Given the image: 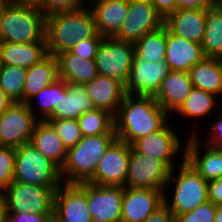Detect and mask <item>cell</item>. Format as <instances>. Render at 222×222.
<instances>
[{
  "mask_svg": "<svg viewBox=\"0 0 222 222\" xmlns=\"http://www.w3.org/2000/svg\"><path fill=\"white\" fill-rule=\"evenodd\" d=\"M45 121L52 126L67 150L74 147L82 138V133L77 120L46 119Z\"/></svg>",
  "mask_w": 222,
  "mask_h": 222,
  "instance_id": "d590c367",
  "label": "cell"
},
{
  "mask_svg": "<svg viewBox=\"0 0 222 222\" xmlns=\"http://www.w3.org/2000/svg\"><path fill=\"white\" fill-rule=\"evenodd\" d=\"M12 101L4 94L3 90L0 88V113H2Z\"/></svg>",
  "mask_w": 222,
  "mask_h": 222,
  "instance_id": "c3c4849f",
  "label": "cell"
},
{
  "mask_svg": "<svg viewBox=\"0 0 222 222\" xmlns=\"http://www.w3.org/2000/svg\"><path fill=\"white\" fill-rule=\"evenodd\" d=\"M218 98H219L218 96L210 92H206L201 89H197L193 87L190 94L187 96L186 100L174 112L175 114L177 113L179 117L182 116L184 119H187V120L193 119L192 126L194 128L192 127V130H190L192 132L191 134L188 133V136L196 135L199 119L201 120L202 118L205 120V117L207 118L210 116V114L213 113L212 111H216L213 113V116H214V114H216L222 108V102L221 104L217 102ZM215 108H217V110Z\"/></svg>",
  "mask_w": 222,
  "mask_h": 222,
  "instance_id": "484cf974",
  "label": "cell"
},
{
  "mask_svg": "<svg viewBox=\"0 0 222 222\" xmlns=\"http://www.w3.org/2000/svg\"><path fill=\"white\" fill-rule=\"evenodd\" d=\"M208 201L214 205L222 204V178L208 182Z\"/></svg>",
  "mask_w": 222,
  "mask_h": 222,
  "instance_id": "f6af8a7d",
  "label": "cell"
},
{
  "mask_svg": "<svg viewBox=\"0 0 222 222\" xmlns=\"http://www.w3.org/2000/svg\"><path fill=\"white\" fill-rule=\"evenodd\" d=\"M0 222H7L6 206L1 195H0Z\"/></svg>",
  "mask_w": 222,
  "mask_h": 222,
  "instance_id": "681fc988",
  "label": "cell"
},
{
  "mask_svg": "<svg viewBox=\"0 0 222 222\" xmlns=\"http://www.w3.org/2000/svg\"><path fill=\"white\" fill-rule=\"evenodd\" d=\"M54 214L7 213V222H46Z\"/></svg>",
  "mask_w": 222,
  "mask_h": 222,
  "instance_id": "b9f144b4",
  "label": "cell"
},
{
  "mask_svg": "<svg viewBox=\"0 0 222 222\" xmlns=\"http://www.w3.org/2000/svg\"><path fill=\"white\" fill-rule=\"evenodd\" d=\"M10 4L40 9L41 0H10Z\"/></svg>",
  "mask_w": 222,
  "mask_h": 222,
  "instance_id": "7dc6e473",
  "label": "cell"
},
{
  "mask_svg": "<svg viewBox=\"0 0 222 222\" xmlns=\"http://www.w3.org/2000/svg\"><path fill=\"white\" fill-rule=\"evenodd\" d=\"M46 16L39 8L10 4L0 16V42H46Z\"/></svg>",
  "mask_w": 222,
  "mask_h": 222,
  "instance_id": "5b68a950",
  "label": "cell"
},
{
  "mask_svg": "<svg viewBox=\"0 0 222 222\" xmlns=\"http://www.w3.org/2000/svg\"><path fill=\"white\" fill-rule=\"evenodd\" d=\"M47 55L46 42H0L1 65L19 66L27 70Z\"/></svg>",
  "mask_w": 222,
  "mask_h": 222,
  "instance_id": "d4e9b609",
  "label": "cell"
},
{
  "mask_svg": "<svg viewBox=\"0 0 222 222\" xmlns=\"http://www.w3.org/2000/svg\"><path fill=\"white\" fill-rule=\"evenodd\" d=\"M170 115L151 96L125 94L114 115L117 139L131 145L135 140L157 132Z\"/></svg>",
  "mask_w": 222,
  "mask_h": 222,
  "instance_id": "6da1fadb",
  "label": "cell"
},
{
  "mask_svg": "<svg viewBox=\"0 0 222 222\" xmlns=\"http://www.w3.org/2000/svg\"><path fill=\"white\" fill-rule=\"evenodd\" d=\"M192 89L188 72L171 71L163 80L154 99L171 116L186 100Z\"/></svg>",
  "mask_w": 222,
  "mask_h": 222,
  "instance_id": "cb8c5ba5",
  "label": "cell"
},
{
  "mask_svg": "<svg viewBox=\"0 0 222 222\" xmlns=\"http://www.w3.org/2000/svg\"><path fill=\"white\" fill-rule=\"evenodd\" d=\"M131 2H143V3H151L152 4V0H128Z\"/></svg>",
  "mask_w": 222,
  "mask_h": 222,
  "instance_id": "f5cc1de1",
  "label": "cell"
},
{
  "mask_svg": "<svg viewBox=\"0 0 222 222\" xmlns=\"http://www.w3.org/2000/svg\"><path fill=\"white\" fill-rule=\"evenodd\" d=\"M10 5V0H0V16L6 10V8Z\"/></svg>",
  "mask_w": 222,
  "mask_h": 222,
  "instance_id": "816d5d0a",
  "label": "cell"
},
{
  "mask_svg": "<svg viewBox=\"0 0 222 222\" xmlns=\"http://www.w3.org/2000/svg\"><path fill=\"white\" fill-rule=\"evenodd\" d=\"M130 145L116 139L99 160L92 185L125 187L128 173Z\"/></svg>",
  "mask_w": 222,
  "mask_h": 222,
  "instance_id": "7c38bea8",
  "label": "cell"
},
{
  "mask_svg": "<svg viewBox=\"0 0 222 222\" xmlns=\"http://www.w3.org/2000/svg\"><path fill=\"white\" fill-rule=\"evenodd\" d=\"M97 34L94 15L88 6L46 17L45 39L49 55L57 56L70 50L76 42L91 39Z\"/></svg>",
  "mask_w": 222,
  "mask_h": 222,
  "instance_id": "7a4b0ae2",
  "label": "cell"
},
{
  "mask_svg": "<svg viewBox=\"0 0 222 222\" xmlns=\"http://www.w3.org/2000/svg\"><path fill=\"white\" fill-rule=\"evenodd\" d=\"M216 205L207 201L192 211L175 216V222H214Z\"/></svg>",
  "mask_w": 222,
  "mask_h": 222,
  "instance_id": "f35d334b",
  "label": "cell"
},
{
  "mask_svg": "<svg viewBox=\"0 0 222 222\" xmlns=\"http://www.w3.org/2000/svg\"><path fill=\"white\" fill-rule=\"evenodd\" d=\"M103 39L104 37L102 35L97 34L91 39L76 42L70 51L81 58L95 59L98 48Z\"/></svg>",
  "mask_w": 222,
  "mask_h": 222,
  "instance_id": "ab89813d",
  "label": "cell"
},
{
  "mask_svg": "<svg viewBox=\"0 0 222 222\" xmlns=\"http://www.w3.org/2000/svg\"><path fill=\"white\" fill-rule=\"evenodd\" d=\"M77 121L83 137L116 134L114 131V115L107 110L93 108L83 113Z\"/></svg>",
  "mask_w": 222,
  "mask_h": 222,
  "instance_id": "d6a6232c",
  "label": "cell"
},
{
  "mask_svg": "<svg viewBox=\"0 0 222 222\" xmlns=\"http://www.w3.org/2000/svg\"><path fill=\"white\" fill-rule=\"evenodd\" d=\"M163 203V191L124 188L121 222H144Z\"/></svg>",
  "mask_w": 222,
  "mask_h": 222,
  "instance_id": "ac0fdd59",
  "label": "cell"
},
{
  "mask_svg": "<svg viewBox=\"0 0 222 222\" xmlns=\"http://www.w3.org/2000/svg\"><path fill=\"white\" fill-rule=\"evenodd\" d=\"M144 222H175V215L169 207L163 203Z\"/></svg>",
  "mask_w": 222,
  "mask_h": 222,
  "instance_id": "7bdbcfd3",
  "label": "cell"
},
{
  "mask_svg": "<svg viewBox=\"0 0 222 222\" xmlns=\"http://www.w3.org/2000/svg\"><path fill=\"white\" fill-rule=\"evenodd\" d=\"M194 88L218 96L222 102V62L219 58L204 57L189 70Z\"/></svg>",
  "mask_w": 222,
  "mask_h": 222,
  "instance_id": "f1b7e54d",
  "label": "cell"
},
{
  "mask_svg": "<svg viewBox=\"0 0 222 222\" xmlns=\"http://www.w3.org/2000/svg\"><path fill=\"white\" fill-rule=\"evenodd\" d=\"M166 53V26L145 34L134 43V56L143 62L164 61Z\"/></svg>",
  "mask_w": 222,
  "mask_h": 222,
  "instance_id": "1f68e13d",
  "label": "cell"
},
{
  "mask_svg": "<svg viewBox=\"0 0 222 222\" xmlns=\"http://www.w3.org/2000/svg\"><path fill=\"white\" fill-rule=\"evenodd\" d=\"M54 216L59 222H93L88 209L86 183H62L54 196Z\"/></svg>",
  "mask_w": 222,
  "mask_h": 222,
  "instance_id": "9a60e30c",
  "label": "cell"
},
{
  "mask_svg": "<svg viewBox=\"0 0 222 222\" xmlns=\"http://www.w3.org/2000/svg\"><path fill=\"white\" fill-rule=\"evenodd\" d=\"M204 58L200 43L173 34L166 27V53L164 61L171 71L189 72Z\"/></svg>",
  "mask_w": 222,
  "mask_h": 222,
  "instance_id": "ffe728a7",
  "label": "cell"
},
{
  "mask_svg": "<svg viewBox=\"0 0 222 222\" xmlns=\"http://www.w3.org/2000/svg\"><path fill=\"white\" fill-rule=\"evenodd\" d=\"M152 4L164 19L177 10L176 0H152Z\"/></svg>",
  "mask_w": 222,
  "mask_h": 222,
  "instance_id": "bcb514c9",
  "label": "cell"
},
{
  "mask_svg": "<svg viewBox=\"0 0 222 222\" xmlns=\"http://www.w3.org/2000/svg\"><path fill=\"white\" fill-rule=\"evenodd\" d=\"M124 187L86 183L88 209L93 222H121Z\"/></svg>",
  "mask_w": 222,
  "mask_h": 222,
  "instance_id": "2e32d148",
  "label": "cell"
},
{
  "mask_svg": "<svg viewBox=\"0 0 222 222\" xmlns=\"http://www.w3.org/2000/svg\"><path fill=\"white\" fill-rule=\"evenodd\" d=\"M170 171L162 161L139 154L130 145L128 173L124 188L154 189L165 193Z\"/></svg>",
  "mask_w": 222,
  "mask_h": 222,
  "instance_id": "8fae6325",
  "label": "cell"
},
{
  "mask_svg": "<svg viewBox=\"0 0 222 222\" xmlns=\"http://www.w3.org/2000/svg\"><path fill=\"white\" fill-rule=\"evenodd\" d=\"M46 222H59L55 216L49 217Z\"/></svg>",
  "mask_w": 222,
  "mask_h": 222,
  "instance_id": "db71d44e",
  "label": "cell"
},
{
  "mask_svg": "<svg viewBox=\"0 0 222 222\" xmlns=\"http://www.w3.org/2000/svg\"><path fill=\"white\" fill-rule=\"evenodd\" d=\"M182 162L170 171L166 189L174 183L171 188L172 197L164 193V203L174 213L179 215L189 212L208 201V182L205 181L195 169L181 155ZM175 180V181H174Z\"/></svg>",
  "mask_w": 222,
  "mask_h": 222,
  "instance_id": "277c9868",
  "label": "cell"
},
{
  "mask_svg": "<svg viewBox=\"0 0 222 222\" xmlns=\"http://www.w3.org/2000/svg\"><path fill=\"white\" fill-rule=\"evenodd\" d=\"M26 69L19 66L1 65L0 88L12 102L23 103Z\"/></svg>",
  "mask_w": 222,
  "mask_h": 222,
  "instance_id": "836d02e7",
  "label": "cell"
},
{
  "mask_svg": "<svg viewBox=\"0 0 222 222\" xmlns=\"http://www.w3.org/2000/svg\"><path fill=\"white\" fill-rule=\"evenodd\" d=\"M214 222H222V204L216 205V214Z\"/></svg>",
  "mask_w": 222,
  "mask_h": 222,
  "instance_id": "f907efd6",
  "label": "cell"
},
{
  "mask_svg": "<svg viewBox=\"0 0 222 222\" xmlns=\"http://www.w3.org/2000/svg\"><path fill=\"white\" fill-rule=\"evenodd\" d=\"M201 46L204 57L222 58V9L218 5L207 8Z\"/></svg>",
  "mask_w": 222,
  "mask_h": 222,
  "instance_id": "4dcf8cb0",
  "label": "cell"
},
{
  "mask_svg": "<svg viewBox=\"0 0 222 222\" xmlns=\"http://www.w3.org/2000/svg\"><path fill=\"white\" fill-rule=\"evenodd\" d=\"M207 9H182L169 14L164 25L175 35L196 43L202 42Z\"/></svg>",
  "mask_w": 222,
  "mask_h": 222,
  "instance_id": "7402d4cb",
  "label": "cell"
},
{
  "mask_svg": "<svg viewBox=\"0 0 222 222\" xmlns=\"http://www.w3.org/2000/svg\"><path fill=\"white\" fill-rule=\"evenodd\" d=\"M198 136L184 139L185 160L207 182L222 178V150L201 142Z\"/></svg>",
  "mask_w": 222,
  "mask_h": 222,
  "instance_id": "e0dca14e",
  "label": "cell"
},
{
  "mask_svg": "<svg viewBox=\"0 0 222 222\" xmlns=\"http://www.w3.org/2000/svg\"><path fill=\"white\" fill-rule=\"evenodd\" d=\"M58 100L59 79L32 96L26 104L39 121H45L52 114L55 106H58Z\"/></svg>",
  "mask_w": 222,
  "mask_h": 222,
  "instance_id": "e575fe53",
  "label": "cell"
},
{
  "mask_svg": "<svg viewBox=\"0 0 222 222\" xmlns=\"http://www.w3.org/2000/svg\"><path fill=\"white\" fill-rule=\"evenodd\" d=\"M14 180L41 187H59L60 169L31 143L16 148Z\"/></svg>",
  "mask_w": 222,
  "mask_h": 222,
  "instance_id": "8992f818",
  "label": "cell"
},
{
  "mask_svg": "<svg viewBox=\"0 0 222 222\" xmlns=\"http://www.w3.org/2000/svg\"><path fill=\"white\" fill-rule=\"evenodd\" d=\"M94 108L107 110L115 115L125 96L124 85L118 80L98 74L85 84Z\"/></svg>",
  "mask_w": 222,
  "mask_h": 222,
  "instance_id": "603a6c76",
  "label": "cell"
},
{
  "mask_svg": "<svg viewBox=\"0 0 222 222\" xmlns=\"http://www.w3.org/2000/svg\"><path fill=\"white\" fill-rule=\"evenodd\" d=\"M116 139V134L82 136L74 147L67 150L60 169L62 183H87L93 177L99 160Z\"/></svg>",
  "mask_w": 222,
  "mask_h": 222,
  "instance_id": "3957f363",
  "label": "cell"
},
{
  "mask_svg": "<svg viewBox=\"0 0 222 222\" xmlns=\"http://www.w3.org/2000/svg\"><path fill=\"white\" fill-rule=\"evenodd\" d=\"M217 115V116H216ZM215 115L216 119L210 122V127L208 125V132L206 136H208L203 140V138H199V140L207 145H210L216 149H222V108Z\"/></svg>",
  "mask_w": 222,
  "mask_h": 222,
  "instance_id": "60d3db41",
  "label": "cell"
},
{
  "mask_svg": "<svg viewBox=\"0 0 222 222\" xmlns=\"http://www.w3.org/2000/svg\"><path fill=\"white\" fill-rule=\"evenodd\" d=\"M216 4H222V0H216Z\"/></svg>",
  "mask_w": 222,
  "mask_h": 222,
  "instance_id": "11a10c76",
  "label": "cell"
},
{
  "mask_svg": "<svg viewBox=\"0 0 222 222\" xmlns=\"http://www.w3.org/2000/svg\"><path fill=\"white\" fill-rule=\"evenodd\" d=\"M87 4L85 0H41L40 10L47 17L57 13L78 11Z\"/></svg>",
  "mask_w": 222,
  "mask_h": 222,
  "instance_id": "74e56055",
  "label": "cell"
},
{
  "mask_svg": "<svg viewBox=\"0 0 222 222\" xmlns=\"http://www.w3.org/2000/svg\"><path fill=\"white\" fill-rule=\"evenodd\" d=\"M59 79L58 60L56 56L47 55L40 62L26 70L23 89V103Z\"/></svg>",
  "mask_w": 222,
  "mask_h": 222,
  "instance_id": "83f0119b",
  "label": "cell"
},
{
  "mask_svg": "<svg viewBox=\"0 0 222 222\" xmlns=\"http://www.w3.org/2000/svg\"><path fill=\"white\" fill-rule=\"evenodd\" d=\"M170 72L165 61L143 62L133 56L129 78L124 86L125 94L155 97Z\"/></svg>",
  "mask_w": 222,
  "mask_h": 222,
  "instance_id": "5bb4252c",
  "label": "cell"
},
{
  "mask_svg": "<svg viewBox=\"0 0 222 222\" xmlns=\"http://www.w3.org/2000/svg\"><path fill=\"white\" fill-rule=\"evenodd\" d=\"M30 143L61 169L66 159L67 149L48 122L39 121L35 125Z\"/></svg>",
  "mask_w": 222,
  "mask_h": 222,
  "instance_id": "f546056e",
  "label": "cell"
},
{
  "mask_svg": "<svg viewBox=\"0 0 222 222\" xmlns=\"http://www.w3.org/2000/svg\"><path fill=\"white\" fill-rule=\"evenodd\" d=\"M56 57L59 78L66 82L85 85L98 75L95 59L78 57L70 50L64 51Z\"/></svg>",
  "mask_w": 222,
  "mask_h": 222,
  "instance_id": "4316f807",
  "label": "cell"
},
{
  "mask_svg": "<svg viewBox=\"0 0 222 222\" xmlns=\"http://www.w3.org/2000/svg\"><path fill=\"white\" fill-rule=\"evenodd\" d=\"M16 148L0 146V195L14 181Z\"/></svg>",
  "mask_w": 222,
  "mask_h": 222,
  "instance_id": "8d00e7d4",
  "label": "cell"
},
{
  "mask_svg": "<svg viewBox=\"0 0 222 222\" xmlns=\"http://www.w3.org/2000/svg\"><path fill=\"white\" fill-rule=\"evenodd\" d=\"M59 187H41L13 181L1 194L7 213L54 214V196Z\"/></svg>",
  "mask_w": 222,
  "mask_h": 222,
  "instance_id": "52a82bcc",
  "label": "cell"
},
{
  "mask_svg": "<svg viewBox=\"0 0 222 222\" xmlns=\"http://www.w3.org/2000/svg\"><path fill=\"white\" fill-rule=\"evenodd\" d=\"M170 120L157 132L146 135L143 138L135 140L131 148L142 155L154 157L162 161L170 170L175 168L178 160H175L178 154L185 155V145L181 141L178 132L170 124ZM183 145V146H182ZM184 148V149H183ZM182 149V151H181ZM182 152V153H181Z\"/></svg>",
  "mask_w": 222,
  "mask_h": 222,
  "instance_id": "9c48e42d",
  "label": "cell"
},
{
  "mask_svg": "<svg viewBox=\"0 0 222 222\" xmlns=\"http://www.w3.org/2000/svg\"><path fill=\"white\" fill-rule=\"evenodd\" d=\"M216 5H218L222 9V4H216Z\"/></svg>",
  "mask_w": 222,
  "mask_h": 222,
  "instance_id": "9f6ffc18",
  "label": "cell"
},
{
  "mask_svg": "<svg viewBox=\"0 0 222 222\" xmlns=\"http://www.w3.org/2000/svg\"><path fill=\"white\" fill-rule=\"evenodd\" d=\"M93 108L85 85L66 82L59 78L58 106H55L47 119L77 120L83 113Z\"/></svg>",
  "mask_w": 222,
  "mask_h": 222,
  "instance_id": "d6986e66",
  "label": "cell"
},
{
  "mask_svg": "<svg viewBox=\"0 0 222 222\" xmlns=\"http://www.w3.org/2000/svg\"><path fill=\"white\" fill-rule=\"evenodd\" d=\"M177 10L207 9L216 5V0H176Z\"/></svg>",
  "mask_w": 222,
  "mask_h": 222,
  "instance_id": "ee69618b",
  "label": "cell"
},
{
  "mask_svg": "<svg viewBox=\"0 0 222 222\" xmlns=\"http://www.w3.org/2000/svg\"><path fill=\"white\" fill-rule=\"evenodd\" d=\"M87 6L94 15L98 34L113 37L128 14V0H91Z\"/></svg>",
  "mask_w": 222,
  "mask_h": 222,
  "instance_id": "44dd1931",
  "label": "cell"
},
{
  "mask_svg": "<svg viewBox=\"0 0 222 222\" xmlns=\"http://www.w3.org/2000/svg\"><path fill=\"white\" fill-rule=\"evenodd\" d=\"M164 21L153 4L128 1V14L113 37L134 44L145 34L164 26Z\"/></svg>",
  "mask_w": 222,
  "mask_h": 222,
  "instance_id": "4fadbf2b",
  "label": "cell"
},
{
  "mask_svg": "<svg viewBox=\"0 0 222 222\" xmlns=\"http://www.w3.org/2000/svg\"><path fill=\"white\" fill-rule=\"evenodd\" d=\"M38 122L26 103L12 102L0 113V146L18 148L30 143Z\"/></svg>",
  "mask_w": 222,
  "mask_h": 222,
  "instance_id": "30bf717a",
  "label": "cell"
},
{
  "mask_svg": "<svg viewBox=\"0 0 222 222\" xmlns=\"http://www.w3.org/2000/svg\"><path fill=\"white\" fill-rule=\"evenodd\" d=\"M133 56V43L114 37H104L95 57L97 72L114 78L125 86L132 67Z\"/></svg>",
  "mask_w": 222,
  "mask_h": 222,
  "instance_id": "ba28073f",
  "label": "cell"
}]
</instances>
